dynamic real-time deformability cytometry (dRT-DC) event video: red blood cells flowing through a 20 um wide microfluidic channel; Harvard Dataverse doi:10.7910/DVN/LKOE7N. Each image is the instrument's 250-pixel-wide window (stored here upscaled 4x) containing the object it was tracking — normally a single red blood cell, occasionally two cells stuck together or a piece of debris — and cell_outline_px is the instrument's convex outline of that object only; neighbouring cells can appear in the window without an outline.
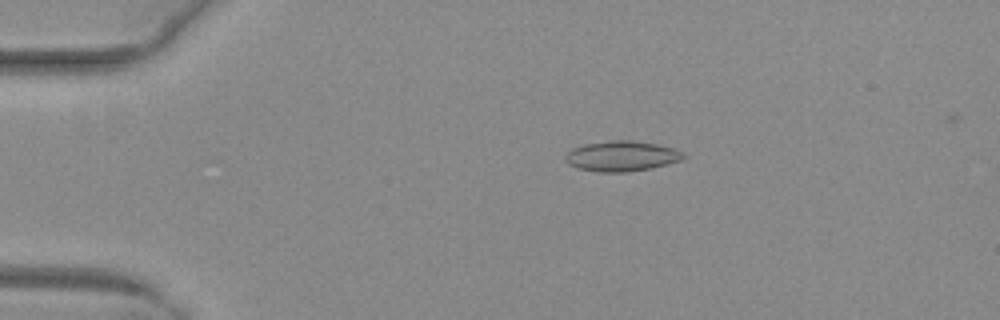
{"species": "common noctule bat (a hibernating species)", "species_latin": "Nyctalus noctula", "temperature_condition": "warm", "stored_images_in_passage": 49, "camera_frame_rate_fps": 3000, "um_per_image_px": 0.085, "animal": {"sex": "female", "body_mass_g": 29.2, "forearm_length_mm": 56.3}, "frame": {"image": 1, "passage_image": 8, "time_ms": 2.333, "image_size_px": [1000, 320], "cell_outline_px": [[688, 156], [680, 160], [648, 168], [628, 172], [600, 172], [580, 168], [568, 164], [564, 160], [564, 156], [572, 148], [584, 144], [608, 140], [632, 140], [656, 144], [672, 148]], "centroid_in_image_um": [52.78, 13.26], "position_along_channel_um": 32.2, "area_um2": 20.63}}
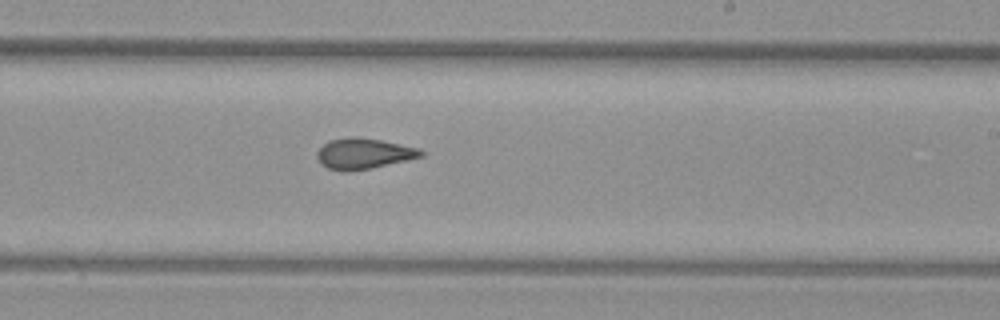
{"frame": {"image": 2, "passage_image": 29, "time_ms": 9.333, "image_size_px": [1000, 320], "cell_outline_px": [[424, 156], [368, 168], [348, 172], [340, 172], [328, 168], [320, 164], [316, 156], [316, 152], [328, 140], [348, 136], [356, 136], [380, 140], [420, 148], [424, 152]], "centroid_in_image_um": [30.86, 13.05], "position_along_channel_um": 258.1, "area_um2": 18.67}}
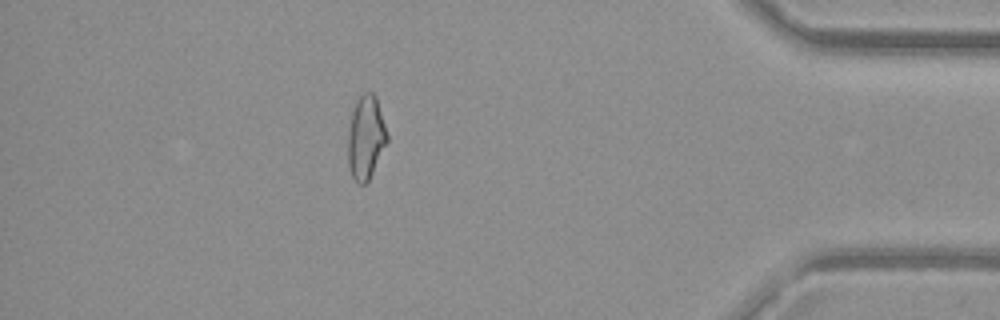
{"frame": {"image": 3, "passage_image": 43, "time_ms": 14.0, "image_size_px": [1000, 320], "cell_outline_px": [[388, 140], [368, 180], [364, 184], [360, 184], [352, 176], [348, 164], [348, 132], [352, 112], [356, 100], [364, 92], [372, 92], [376, 96], [388, 136]], "centroid_in_image_um": [31.09, 11.65], "position_along_channel_um": 404.1, "area_um2": 18.79}, "authors_computed_cell_mechanics": {"area_um2": 19.074, "velocity_mm_per_s": 4.0491, "shape_relaxation_time_tau1_ms": null, "shape_relaxation_time_tau2_ms": 1.8517, "deformation_change_tau1": null, "deformation_change_tau2": 0.0791}}